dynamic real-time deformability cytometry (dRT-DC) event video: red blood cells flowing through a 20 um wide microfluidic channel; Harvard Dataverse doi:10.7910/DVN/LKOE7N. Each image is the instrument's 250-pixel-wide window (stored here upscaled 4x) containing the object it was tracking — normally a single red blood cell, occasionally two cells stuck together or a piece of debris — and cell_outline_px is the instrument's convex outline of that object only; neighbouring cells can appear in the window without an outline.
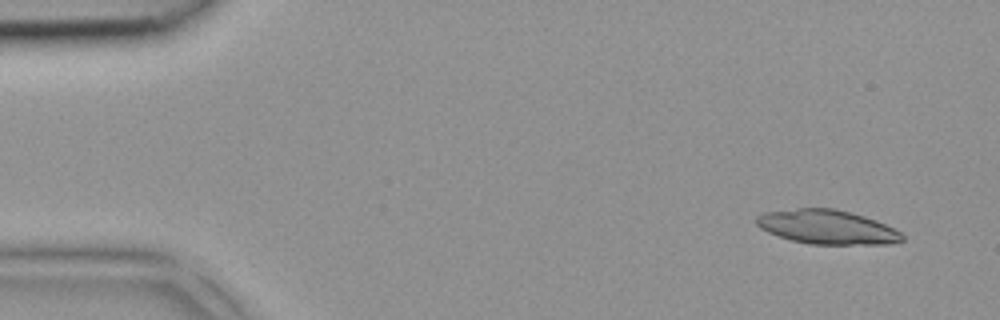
{"species": "common noctule bat (a hibernating species)", "species_latin": "Nyctalus noctula", "temperature_condition": "room temperature", "stored_images_in_passage": 4, "camera_frame_rate_fps": 3000, "um_per_image_px": 0.085, "animal": {"sex": "female", "body_mass_g": 18.4}, "frame": {"image": 1, "passage_image": 1, "time_ms": 0.0, "image_size_px": [1000, 320], "cell_outline_px": [[904, 240], [888, 244], [808, 244], [792, 240], [768, 232], [760, 228], [756, 224], [756, 216], [764, 212], [796, 208], [836, 208], [852, 212], [876, 220], [900, 232], [904, 236]], "centroid_in_image_um": [70.29, 19.29], "position_along_channel_um": 14.7, "area_um2": 29.02}}